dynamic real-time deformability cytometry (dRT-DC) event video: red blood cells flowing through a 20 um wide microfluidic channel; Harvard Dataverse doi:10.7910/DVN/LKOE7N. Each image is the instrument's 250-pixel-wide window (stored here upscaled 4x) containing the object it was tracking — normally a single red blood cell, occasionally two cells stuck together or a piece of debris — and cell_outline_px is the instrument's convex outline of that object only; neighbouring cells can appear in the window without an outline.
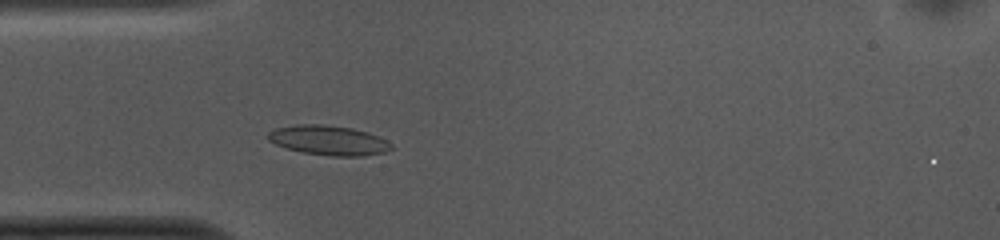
{"species": "common noctule bat (a hibernating species)", "species_latin": "Nyctalus noctula", "temperature_condition": "cold", "stored_images_in_passage": 48, "camera_frame_rate_fps": 3000, "um_per_image_px": 0.085, "animal": {"sex": "female", "body_mass_g": 10.0, "forearm_length_mm": 53.1}, "frame": {"image": 1, "passage_image": 10, "time_ms": 3.0, "image_size_px": [1000, 240], "cell_outline_px": [[392, 148], [384, 152], [360, 156], [332, 156], [304, 152], [288, 148], [276, 144], [268, 140], [268, 132], [276, 128], [296, 124], [324, 124], [352, 128], [368, 132], [392, 144]], "centroid_in_image_um": [27.91, 11.91], "position_along_channel_um": 57.1, "area_um2": 21.04}}
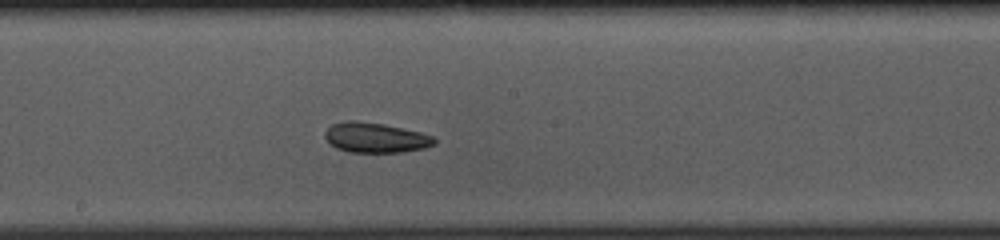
{"frame": {"image": 2, "passage_image": 23, "time_ms": 7.333, "image_size_px": [1000, 240], "cell_outline_px": [[436, 144], [424, 148], [404, 152], [348, 152], [336, 148], [324, 136], [324, 132], [332, 124], [344, 120], [356, 120], [384, 124], [420, 132], [432, 136], [436, 140]], "centroid_in_image_um": [31.91, 11.69], "position_along_channel_um": 216.3, "area_um2": 19.19}}
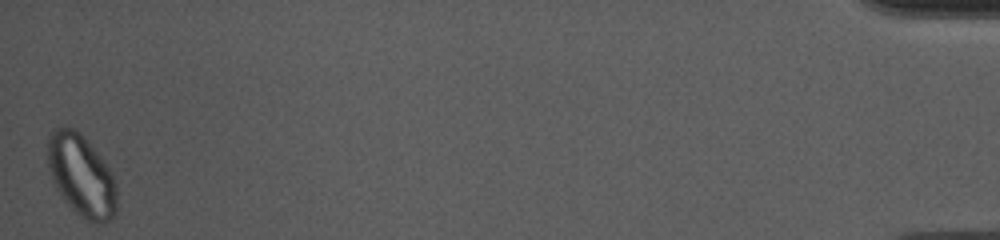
{"frame": {"image": 3, "passage_image": 48, "time_ms": 15.667, "image_size_px": [1000, 240], "cell_outline_px": [[116, 212], [104, 224], [88, 224], [64, 200], [56, 188], [52, 180], [48, 168], [48, 136], [56, 128], [64, 124], [80, 132], [104, 160], [116, 184]], "centroid_in_image_um": [6.91, 14.93], "position_along_channel_um": 428.3, "area_um2": 33.18}, "authors_computed_cell_mechanics": {"area_um2": 19.9699, "velocity_mm_per_s": 3.7077, "shape_relaxation_time_tau1_ms": 8.9184, "shape_relaxation_time_tau2_ms": 1.6339, "deformation_change_tau1": 0.1555, "deformation_change_tau2": 0.0658}}